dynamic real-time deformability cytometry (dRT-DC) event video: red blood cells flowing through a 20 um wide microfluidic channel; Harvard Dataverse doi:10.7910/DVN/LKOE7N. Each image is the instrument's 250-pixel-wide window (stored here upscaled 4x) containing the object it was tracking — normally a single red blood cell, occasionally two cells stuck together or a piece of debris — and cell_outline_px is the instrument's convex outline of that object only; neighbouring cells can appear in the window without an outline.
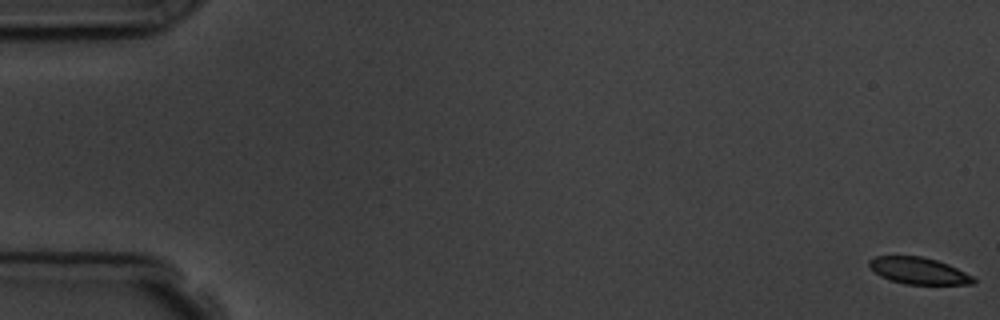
{"species": "common noctule bat (a hibernating species)", "species_latin": "Nyctalus noctula", "temperature_condition": "room temperature", "stored_images_in_passage": 5, "camera_frame_rate_fps": 3000, "um_per_image_px": 0.085, "animal": {"sex": "male", "body_mass_g": 19.5, "forearm_length_mm": 54.6}, "frame": {"image": 1, "passage_image": 1, "time_ms": 0.0, "image_size_px": [1000, 320], "cell_outline_px": [[976, 284], [904, 284], [888, 280], [880, 276], [868, 264], [868, 260], [876, 256], [920, 256], [936, 260], [948, 264], [972, 276], [976, 280]], "centroid_in_image_um": [78.07, 23.02], "position_along_channel_um": 6.9, "area_um2": 16.13}}
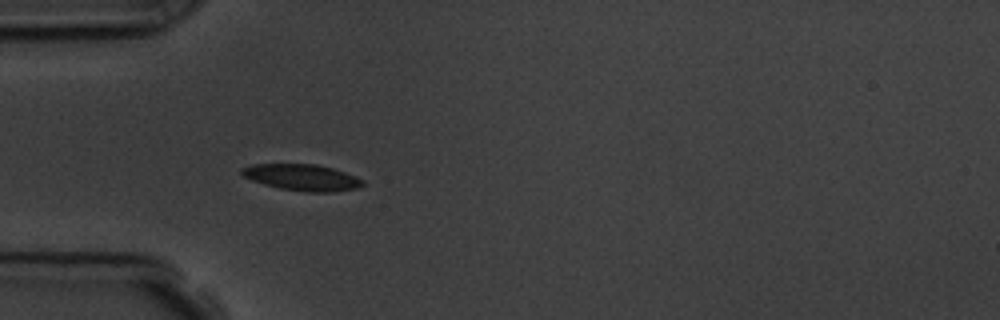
{"frame": {"image": 2, "passage_image": 5, "time_ms": 5.667, "image_size_px": [1000, 320], "cell_outline_px": [[364, 184], [360, 188], [332, 192], [308, 192], [280, 188], [264, 184], [252, 180], [244, 176], [240, 172], [240, 168], [252, 164], [316, 164], [332, 168], [344, 172], [364, 180]], "centroid_in_image_um": [25.68, 15.08], "position_along_channel_um": 59.3, "area_um2": 18.55}}